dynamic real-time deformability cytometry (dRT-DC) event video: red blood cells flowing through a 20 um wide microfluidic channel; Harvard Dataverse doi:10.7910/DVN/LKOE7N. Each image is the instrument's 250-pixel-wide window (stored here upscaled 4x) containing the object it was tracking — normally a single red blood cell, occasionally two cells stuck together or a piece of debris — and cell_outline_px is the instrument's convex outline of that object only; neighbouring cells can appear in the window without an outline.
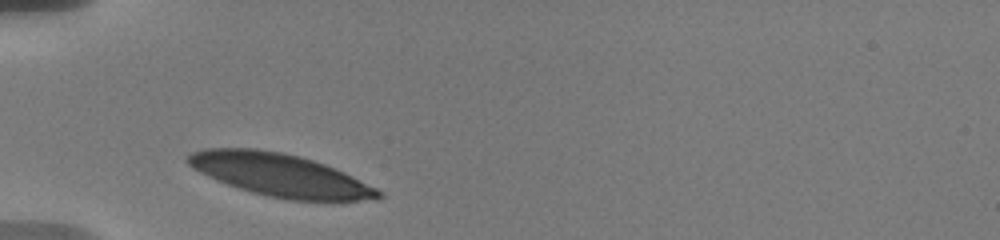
{"species": "human", "species_latin": "Homo sapiens", "temperature_condition": "warm", "stored_images_in_passage": 3, "camera_frame_rate_fps": 3000, "um_per_image_px": 0.085, "donor": {"sex": "male"}, "frame": {"image": 1, "passage_image": 1, "time_ms": 0.0, "image_size_px": [1000, 240], "cell_outline_px": [[384, 196], [380, 200], [288, 200], [268, 196], [252, 192], [216, 180], [192, 168], [184, 160], [188, 152], [204, 148], [256, 148], [284, 152], [300, 156], [336, 168], [384, 192]], "centroid_in_image_um": [23.79, 14.86], "position_along_channel_um": 61.2, "area_um2": 47.57}}
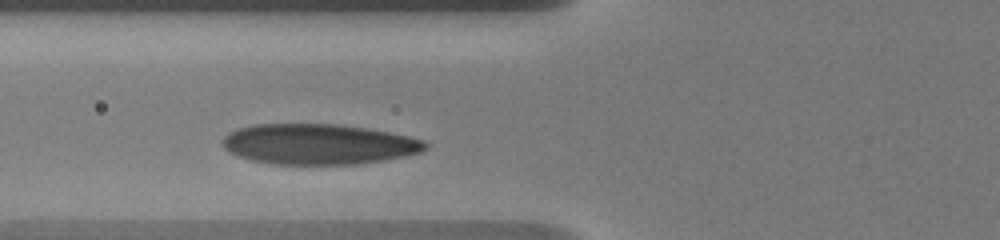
{"frame": {"image": 2, "passage_image": 2, "time_ms": 1.333, "image_size_px": [1000, 240], "cell_outline_px": [[428, 148], [420, 152], [388, 160], [356, 164], [276, 164], [248, 160], [228, 152], [224, 148], [220, 140], [228, 132], [236, 128], [252, 124], [336, 124], [368, 128], [408, 136], [424, 140], [428, 144]], "centroid_in_image_um": [27.04, 12.25], "position_along_channel_um": 98.8, "area_um2": 48.26}}
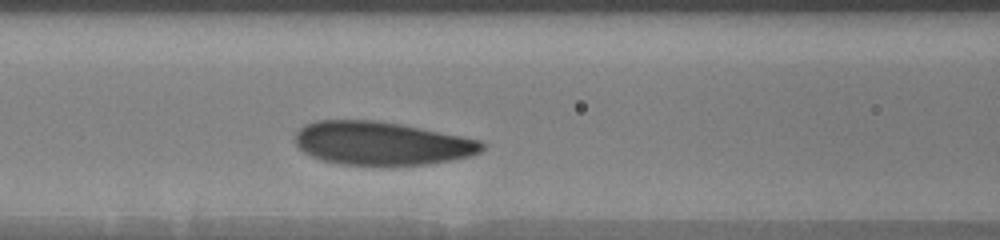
{"frame": {"image": 3, "passage_image": 3, "time_ms": 2.333, "image_size_px": [1000, 240], "cell_outline_px": [[484, 148], [480, 152], [472, 156], [452, 160], [424, 164], [340, 164], [324, 160], [312, 156], [304, 152], [296, 144], [296, 132], [300, 128], [316, 120], [376, 120], [400, 124], [480, 140], [484, 144]], "centroid_in_image_um": [32.44, 12.17], "position_along_channel_um": 134.2, "area_um2": 46.59}}